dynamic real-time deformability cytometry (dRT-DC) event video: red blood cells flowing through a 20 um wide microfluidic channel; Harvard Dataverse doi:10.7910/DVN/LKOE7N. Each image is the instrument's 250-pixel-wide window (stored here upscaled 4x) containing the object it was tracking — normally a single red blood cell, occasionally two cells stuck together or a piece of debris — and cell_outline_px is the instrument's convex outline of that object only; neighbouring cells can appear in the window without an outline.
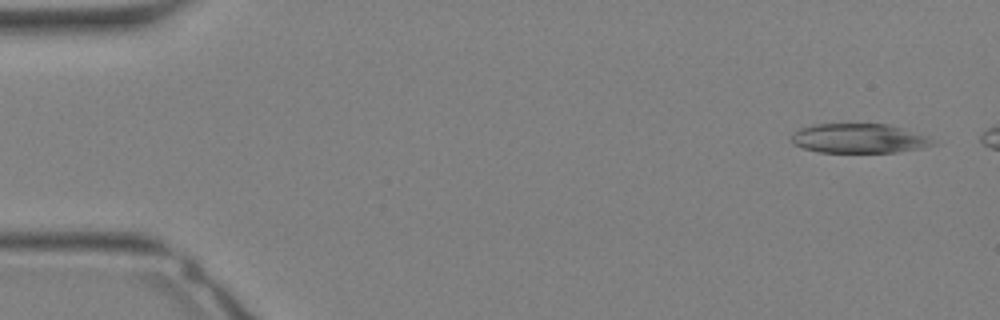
{"species": "Egyptian fruit bat (a non-hibernating species)", "species_latin": "Rousettus aegyptiacus", "temperature_condition": "warm", "stored_images_in_passage": 34, "camera_frame_rate_fps": 3000, "um_per_image_px": 0.085, "animal": {"sex": "female"}, "frame": {"image": 1, "passage_image": 2, "time_ms": 0.333, "image_size_px": [1000, 320], "cell_outline_px": [[936, 144], [924, 148], [896, 152], [816, 152], [792, 144], [788, 140], [792, 132], [800, 128], [812, 124], [888, 124], [904, 128], [928, 136]], "centroid_in_image_um": [72.97, 11.76], "position_along_channel_um": 12.0, "area_um2": 24.62}}
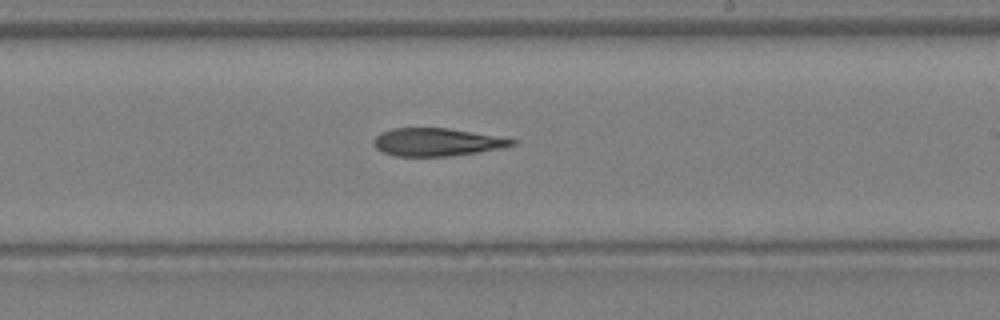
{"frame": {"image": 2, "passage_image": 20, "time_ms": 6.333, "image_size_px": [1000, 320], "cell_outline_px": [[516, 144], [476, 152], [448, 156], [396, 156], [384, 152], [376, 148], [372, 144], [372, 140], [380, 132], [392, 128], [448, 128], [516, 140]], "centroid_in_image_um": [37.01, 12.07], "position_along_channel_um": 252.0, "area_um2": 22.02}}
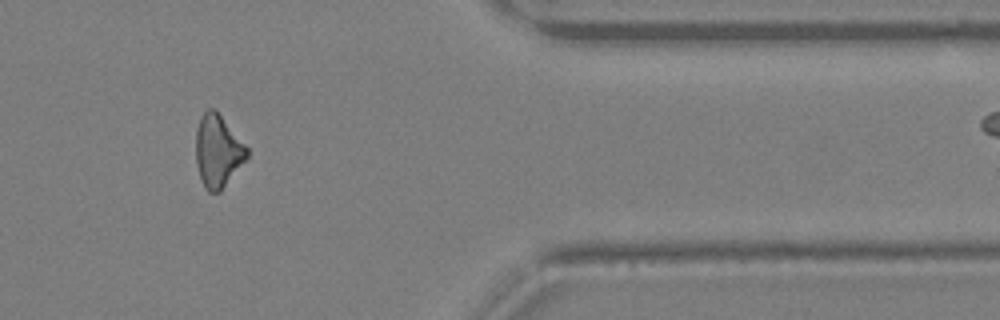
{"frame": {"image": 3, "passage_image": 28, "time_ms": 9.0, "image_size_px": [1000, 320], "cell_outline_px": [[248, 156], [220, 192], [208, 192], [204, 188], [196, 164], [196, 132], [200, 116], [208, 108], [212, 108], [220, 116], [248, 148]], "centroid_in_image_um": [18.49, 12.87], "position_along_channel_um": 392.9, "area_um2": 21.15}}